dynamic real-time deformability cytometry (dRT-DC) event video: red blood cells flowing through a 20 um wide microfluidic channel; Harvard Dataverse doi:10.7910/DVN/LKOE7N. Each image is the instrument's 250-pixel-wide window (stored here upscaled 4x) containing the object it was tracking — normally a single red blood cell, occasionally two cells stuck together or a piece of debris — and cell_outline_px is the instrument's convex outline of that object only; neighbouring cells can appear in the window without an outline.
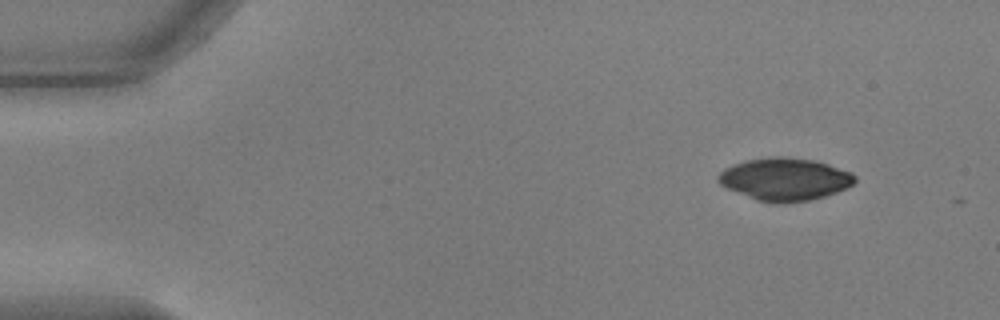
{"species": "common noctule bat (a hibernating species)", "species_latin": "Nyctalus noctula", "temperature_condition": "warm", "stored_images_in_passage": 11, "camera_frame_rate_fps": 3000, "um_per_image_px": 0.085, "animal": {"sex": "male", "body_mass_g": 17.9, "forearm_length_mm": 54.2}, "frame": {"image": 1, "passage_image": 1, "time_ms": 0.0, "image_size_px": [1000, 320], "cell_outline_px": [[856, 180], [852, 184], [836, 192], [824, 196], [808, 200], [776, 204], [756, 200], [728, 188], [720, 184], [716, 180], [716, 176], [724, 168], [732, 164], [744, 160], [772, 156], [784, 156], [816, 160], [852, 172], [856, 176]], "centroid_in_image_um": [66.68, 15.21], "position_along_channel_um": 18.3, "area_um2": 34.04}}